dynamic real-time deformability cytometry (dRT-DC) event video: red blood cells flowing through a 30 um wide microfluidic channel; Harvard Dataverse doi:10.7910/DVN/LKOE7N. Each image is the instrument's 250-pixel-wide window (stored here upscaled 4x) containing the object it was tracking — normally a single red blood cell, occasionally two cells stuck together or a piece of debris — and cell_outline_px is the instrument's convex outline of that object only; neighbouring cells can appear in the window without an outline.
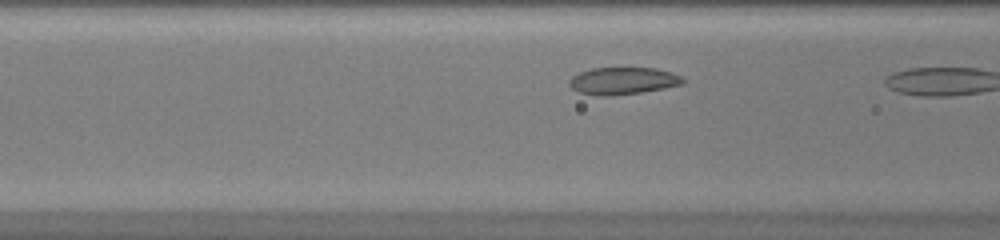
{"species": "common noctule bat (a hibernating species)", "species_latin": "Nyctalus noctula", "temperature_condition": "warm", "stored_images_in_passage": 6, "camera_frame_rate_fps": 3000, "um_per_image_px": 0.085, "animal": {"sex": "female", "body_mass_g": 20.0, "forearm_length_mm": 54.0}, "frame": {"image": 1, "passage_image": 5, "time_ms": 1.333, "image_size_px": [1000, 240], "cell_outline_px": [[684, 84], [664, 88], [640, 92], [612, 96], [596, 96], [576, 92], [568, 84], [568, 80], [572, 76], [580, 72], [592, 68], [656, 68], [672, 72], [680, 76], [684, 80]], "centroid_in_image_um": [52.91, 6.88], "position_along_channel_um": 113.7, "area_um2": 18.15}}